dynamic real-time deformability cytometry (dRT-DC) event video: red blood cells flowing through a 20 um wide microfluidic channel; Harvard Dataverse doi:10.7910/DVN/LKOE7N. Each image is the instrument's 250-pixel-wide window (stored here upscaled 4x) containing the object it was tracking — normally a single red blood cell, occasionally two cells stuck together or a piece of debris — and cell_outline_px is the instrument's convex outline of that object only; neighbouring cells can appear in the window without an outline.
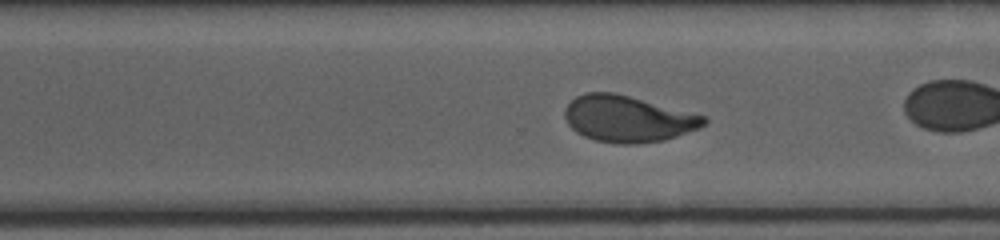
{"species": "human", "species_latin": "Homo sapiens", "temperature_condition": "cold", "stored_images_in_passage": 45, "camera_frame_rate_fps": 3000, "um_per_image_px": 0.085, "donor": {"sex": "female"}, "frame": {"image": 1, "passage_image": 39, "time_ms": 12.667, "image_size_px": [1000, 240], "cell_outline_px": [[708, 120], [700, 128], [664, 140], [636, 144], [620, 144], [596, 140], [584, 136], [576, 132], [568, 124], [564, 116], [564, 108], [576, 96], [588, 92], [612, 92], [628, 96], [704, 116]], "centroid_in_image_um": [53.33, 10.11], "position_along_channel_um": 317.3, "area_um2": 37.17}}